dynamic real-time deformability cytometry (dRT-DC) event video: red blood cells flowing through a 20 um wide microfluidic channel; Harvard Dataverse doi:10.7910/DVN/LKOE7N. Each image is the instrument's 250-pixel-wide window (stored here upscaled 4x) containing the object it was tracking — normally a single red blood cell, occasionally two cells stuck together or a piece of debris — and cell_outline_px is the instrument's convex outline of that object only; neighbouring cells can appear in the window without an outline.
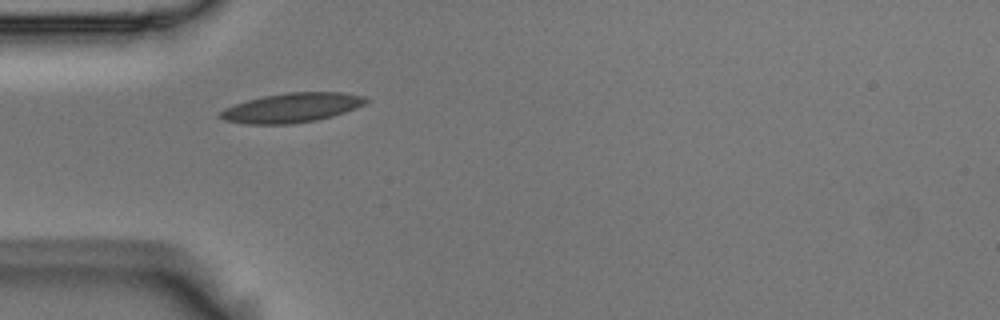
{"species": "Egyptian fruit bat (a non-hibernating species)", "species_latin": "Rousettus aegyptiacus", "temperature_condition": "room temperature", "stored_images_in_passage": 39, "camera_frame_rate_fps": 3000, "um_per_image_px": 0.085, "animal": {"sex": "male"}, "frame": {"image": 1, "passage_image": 1, "time_ms": 0.0, "image_size_px": [1000, 320], "cell_outline_px": [[368, 100], [364, 104], [356, 108], [332, 116], [316, 120], [292, 124], [244, 124], [224, 120], [216, 116], [224, 108], [248, 100], [264, 96], [288, 92], [344, 92], [368, 96]], "centroid_in_image_um": [24.81, 9.16], "position_along_channel_um": 60.2, "area_um2": 25.09}}
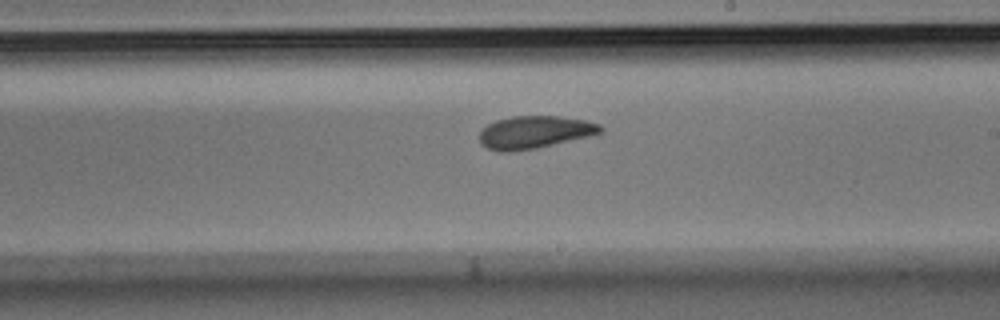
{"frame": {"image": 2, "passage_image": 16, "time_ms": 5.0, "image_size_px": [1000, 320], "cell_outline_px": [[604, 132], [588, 136], [536, 148], [508, 152], [500, 152], [488, 148], [480, 144], [480, 132], [488, 124], [496, 120], [512, 116], [560, 116], [584, 120], [600, 124], [604, 128]], "centroid_in_image_um": [45.44, 11.23], "position_along_channel_um": 243.6, "area_um2": 22.89}}
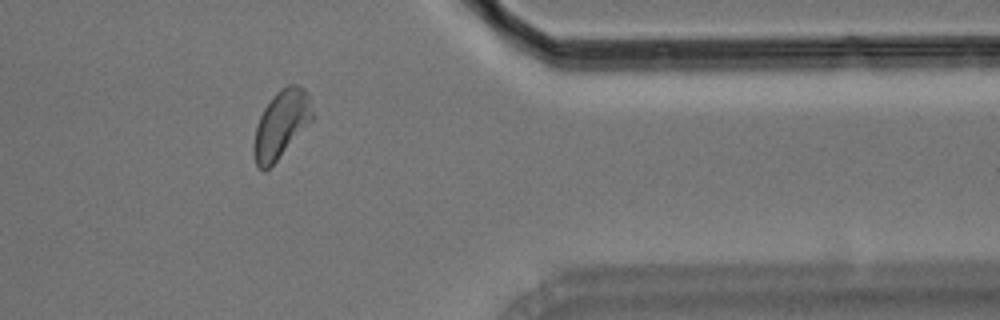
{"frame": {"image": 3, "passage_image": 29, "time_ms": 9.333, "image_size_px": [1000, 320], "cell_outline_px": [[316, 116], [276, 160], [264, 172], [256, 168], [252, 152], [252, 144], [256, 128], [260, 116], [264, 108], [272, 96], [280, 88], [288, 84], [296, 84], [304, 88], [308, 92]], "centroid_in_image_um": [23.9, 10.54], "position_along_channel_um": 387.5, "area_um2": 23.41}, "authors_computed_cell_mechanics": {"area_um2": 22.8888, "velocity_mm_per_s": 3.7028, "shape_relaxation_time_tau1_ms": 4.5548, "shape_relaxation_time_tau2_ms": 2.3312, "deformation_change_tau1": 0.1241, "deformation_change_tau2": 0.0685}}